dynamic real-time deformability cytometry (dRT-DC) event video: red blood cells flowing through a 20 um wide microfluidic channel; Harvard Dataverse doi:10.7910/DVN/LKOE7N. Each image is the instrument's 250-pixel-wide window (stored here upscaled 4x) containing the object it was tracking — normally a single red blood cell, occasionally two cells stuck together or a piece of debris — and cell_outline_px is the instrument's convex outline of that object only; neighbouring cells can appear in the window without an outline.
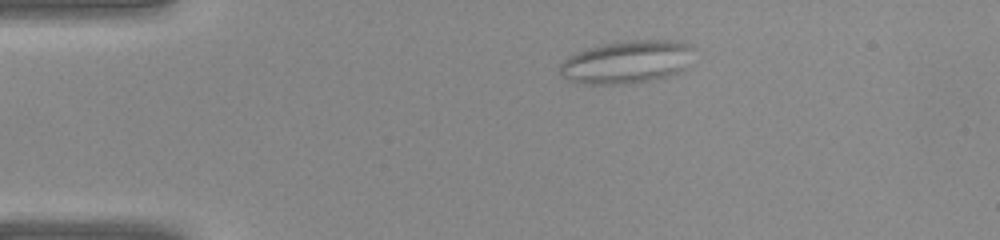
{"species": "common noctule bat (a hibernating species)", "species_latin": "Nyctalus noctula", "temperature_condition": "warm", "stored_images_in_passage": 38, "camera_frame_rate_fps": 3000, "um_per_image_px": 0.085, "animal": {"sex": "female", "body_mass_g": 22.0, "forearm_length_mm": 56.7}, "frame": {"image": 1, "passage_image": 6, "time_ms": 1.667, "image_size_px": [1000, 240], "cell_outline_px": [[688, 48], [684, 72], [668, 76], [648, 80], [624, 84], [584, 84], [568, 80], [560, 72], [560, 64], [568, 56], [588, 48], [604, 44], [636, 40], [664, 40], [688, 44]], "centroid_in_image_um": [53.19, 5.29], "position_along_channel_um": 31.8, "area_um2": 32.54}}
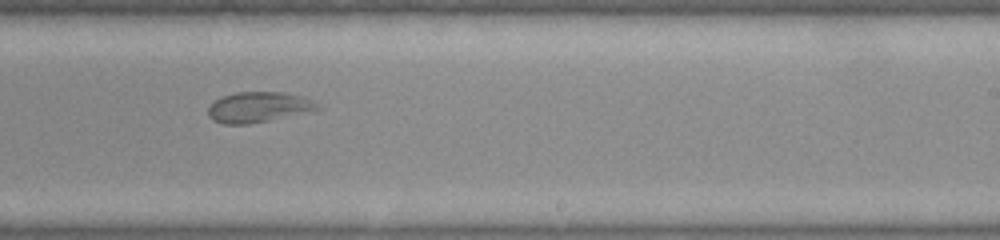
{"frame": {"image": 2, "passage_image": 23, "time_ms": 7.333, "image_size_px": [1000, 240], "cell_outline_px": [[324, 108], [268, 120], [248, 124], [224, 124], [212, 120], [208, 116], [208, 108], [216, 100], [224, 96], [236, 92], [284, 92], [300, 96], [312, 100], [320, 104]], "centroid_in_image_um": [21.98, 9.1], "position_along_channel_um": 267.0, "area_um2": 19.19}}
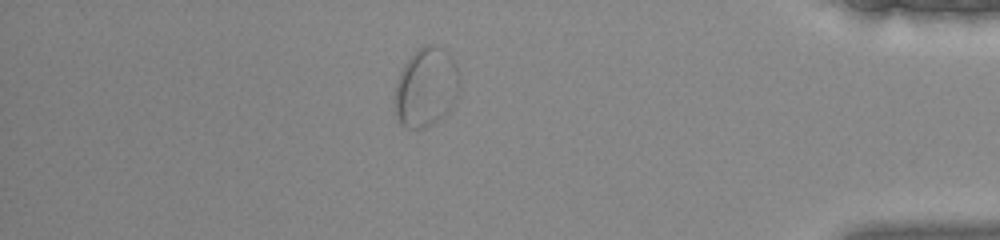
{"frame": {"image": 3, "passage_image": 33, "time_ms": 10.667, "image_size_px": [1000, 240], "cell_outline_px": [[456, 92], [452, 104], [436, 120], [424, 128], [408, 128], [400, 124], [396, 116], [396, 84], [400, 72], [404, 64], [424, 44], [428, 44], [440, 48], [448, 52], [456, 64]], "centroid_in_image_um": [36.16, 7.41], "position_along_channel_um": 399.0, "area_um2": 28.55}}